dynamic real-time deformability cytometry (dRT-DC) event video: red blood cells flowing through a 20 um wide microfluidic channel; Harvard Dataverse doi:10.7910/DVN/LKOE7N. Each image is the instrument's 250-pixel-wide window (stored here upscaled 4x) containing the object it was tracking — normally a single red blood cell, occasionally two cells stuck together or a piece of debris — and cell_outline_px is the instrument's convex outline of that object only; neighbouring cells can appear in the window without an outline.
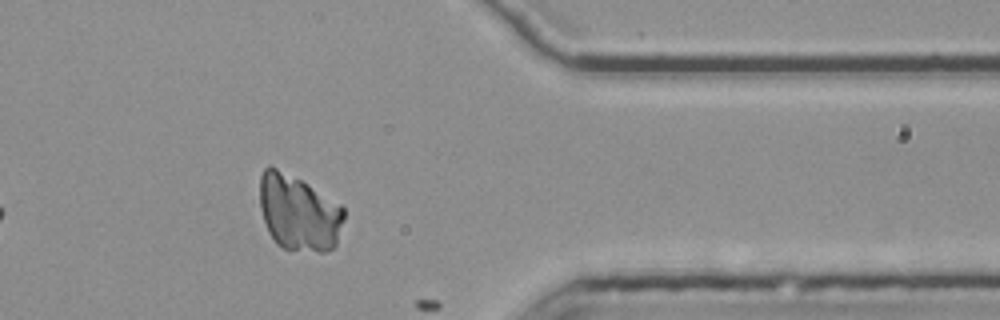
{"species": "common noctule bat (a hibernating species)", "species_latin": "Nyctalus noctula", "temperature_condition": "room temperature", "stored_images_in_passage": 46, "camera_frame_rate_fps": 3000, "um_per_image_px": 0.085, "animal": {"sex": "female", "body_mass_g": 25.1}, "frame": {"image": 1, "passage_image": 41, "time_ms": 13.333, "image_size_px": [1000, 320], "cell_outline_px": [[344, 220], [336, 244], [332, 248], [324, 252], [320, 252], [284, 248], [276, 244], [268, 232], [260, 208], [260, 176], [264, 168], [268, 164], [308, 184], [340, 204], [344, 208]], "centroid_in_image_um": [25.38, 18.09], "position_along_channel_um": 386.0, "area_um2": 37.11}}